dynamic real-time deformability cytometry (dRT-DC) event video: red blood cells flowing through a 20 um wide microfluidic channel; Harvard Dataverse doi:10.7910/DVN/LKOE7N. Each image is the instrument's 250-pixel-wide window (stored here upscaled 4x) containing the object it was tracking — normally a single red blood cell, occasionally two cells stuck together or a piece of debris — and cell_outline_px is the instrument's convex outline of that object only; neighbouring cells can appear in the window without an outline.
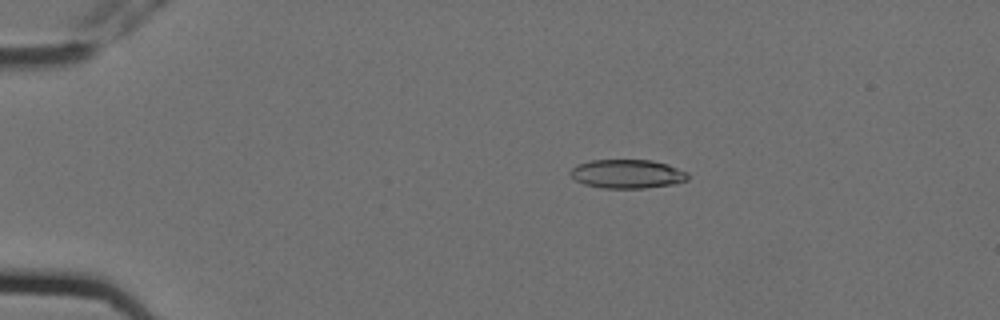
{"species": "Egyptian fruit bat (a non-hibernating species)", "species_latin": "Rousettus aegyptiacus", "temperature_condition": "cold", "stored_images_in_passage": 5, "camera_frame_rate_fps": 3000, "um_per_image_px": 0.085, "animal": {"sex": "female"}, "frame": {"image": 1, "passage_image": 3, "time_ms": 0.667, "image_size_px": [1000, 320], "cell_outline_px": [[688, 180], [676, 184], [644, 188], [600, 188], [584, 184], [576, 180], [568, 172], [576, 164], [592, 160], [652, 160], [668, 164], [688, 172]], "centroid_in_image_um": [53.33, 14.78], "position_along_channel_um": 31.7, "area_um2": 19.94}}